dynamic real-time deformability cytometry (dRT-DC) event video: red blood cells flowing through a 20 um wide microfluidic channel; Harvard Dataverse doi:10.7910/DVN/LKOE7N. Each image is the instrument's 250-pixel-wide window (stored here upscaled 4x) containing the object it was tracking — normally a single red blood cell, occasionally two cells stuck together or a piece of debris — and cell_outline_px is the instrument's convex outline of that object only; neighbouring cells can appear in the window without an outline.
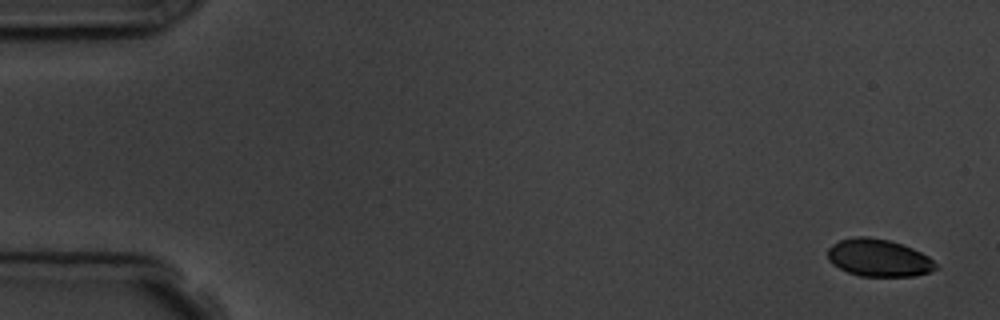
{"species": "common noctule bat (a hibernating species)", "species_latin": "Nyctalus noctula", "temperature_condition": "room temperature", "stored_images_in_passage": 5, "camera_frame_rate_fps": 3000, "um_per_image_px": 0.085, "animal": {"sex": "male", "body_mass_g": 19.5, "forearm_length_mm": 54.6}, "frame": {"image": 1, "passage_image": 1, "time_ms": 0.0, "image_size_px": [1000, 320], "cell_outline_px": [[940, 268], [916, 276], [860, 276], [848, 272], [832, 264], [828, 260], [828, 248], [832, 244], [840, 240], [856, 236], [868, 236], [888, 240], [912, 248], [928, 256]], "centroid_in_image_um": [74.68, 21.92], "position_along_channel_um": 10.3, "area_um2": 23.52}}
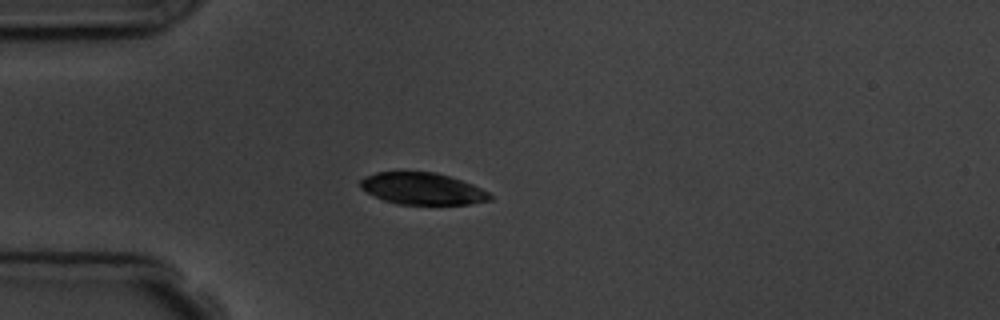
{"frame": {"image": 2, "passage_image": 4, "time_ms": 4.333, "image_size_px": [1000, 320], "cell_outline_px": [[492, 200], [468, 204], [396, 204], [384, 200], [360, 188], [360, 180], [364, 176], [376, 172], [436, 172], [472, 184], [488, 192], [492, 196]], "centroid_in_image_um": [35.89, 16.04], "position_along_channel_um": 49.1, "area_um2": 23.87}}